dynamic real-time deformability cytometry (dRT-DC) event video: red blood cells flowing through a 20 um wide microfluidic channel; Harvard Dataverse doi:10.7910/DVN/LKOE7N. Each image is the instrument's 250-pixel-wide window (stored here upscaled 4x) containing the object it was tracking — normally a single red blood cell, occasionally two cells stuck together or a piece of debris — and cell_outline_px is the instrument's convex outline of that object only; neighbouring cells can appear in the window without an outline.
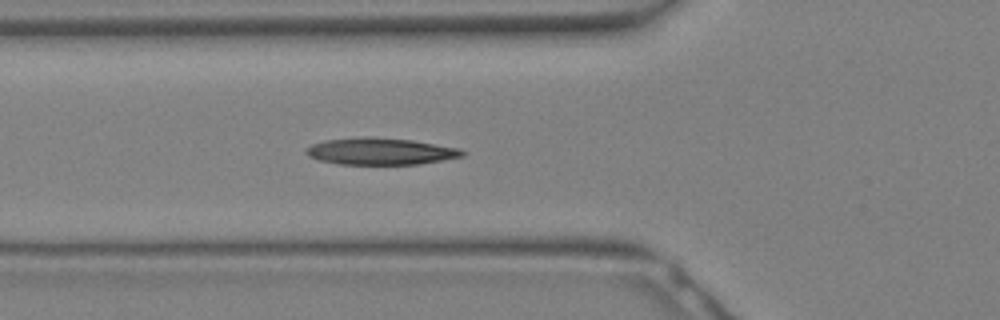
{"species": "Egyptian fruit bat (a non-hibernating species)", "species_latin": "Rousettus aegyptiacus", "temperature_condition": "warm", "stored_images_in_passage": 10, "camera_frame_rate_fps": 3000, "um_per_image_px": 0.085, "animal": {"sex": "female"}, "frame": {"image": 1, "passage_image": 6, "time_ms": 1.667, "image_size_px": [1000, 320], "cell_outline_px": [[464, 156], [416, 164], [340, 164], [320, 160], [308, 156], [304, 152], [312, 144], [324, 140], [364, 136], [372, 136], [412, 140], [460, 148], [464, 152]], "centroid_in_image_um": [32.31, 12.85], "position_along_channel_um": 93.5, "area_um2": 24.33}}
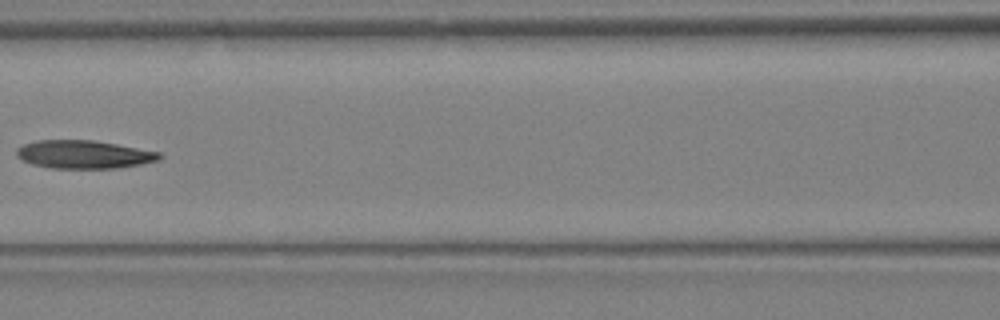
{"frame": {"image": 2, "passage_image": 9, "time_ms": 2.667, "image_size_px": [1000, 320], "cell_outline_px": [[164, 156], [160, 160], [140, 164], [116, 168], [52, 168], [32, 164], [16, 156], [16, 148], [24, 144], [36, 140], [92, 140], [116, 144], [160, 152]], "centroid_in_image_um": [7.13, 13.12], "position_along_channel_um": 159.5, "area_um2": 23.41}}